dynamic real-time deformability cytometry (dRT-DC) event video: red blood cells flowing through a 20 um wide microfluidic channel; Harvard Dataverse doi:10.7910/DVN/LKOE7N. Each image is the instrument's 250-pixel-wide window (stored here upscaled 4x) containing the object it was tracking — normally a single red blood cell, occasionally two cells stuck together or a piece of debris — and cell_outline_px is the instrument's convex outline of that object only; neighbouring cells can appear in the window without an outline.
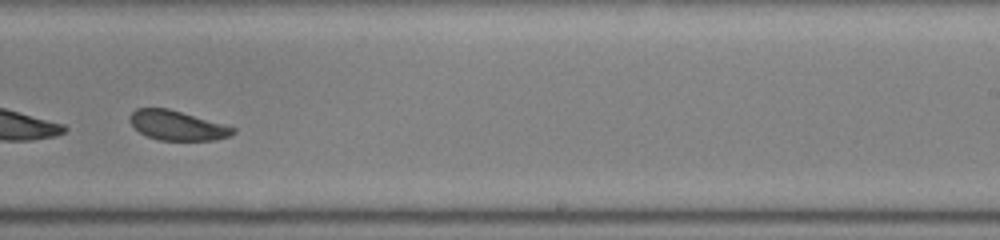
{"species": "common noctule bat (a hibernating species)", "species_latin": "Nyctalus noctula", "temperature_condition": "room temperature", "stored_images_in_passage": 39, "camera_frame_rate_fps": 3000, "um_per_image_px": 0.085, "animal": {"sex": "female", "body_mass_g": 22.0, "forearm_length_mm": 56.7}, "frame": {"image": 1, "passage_image": 23, "time_ms": 7.333, "image_size_px": [1000, 240], "cell_outline_px": [[236, 132], [232, 136], [216, 140], [160, 140], [148, 136], [140, 132], [128, 120], [128, 116], [136, 108], [168, 108], [236, 128]], "centroid_in_image_um": [15.07, 10.66], "position_along_channel_um": 273.9, "area_um2": 17.69}}